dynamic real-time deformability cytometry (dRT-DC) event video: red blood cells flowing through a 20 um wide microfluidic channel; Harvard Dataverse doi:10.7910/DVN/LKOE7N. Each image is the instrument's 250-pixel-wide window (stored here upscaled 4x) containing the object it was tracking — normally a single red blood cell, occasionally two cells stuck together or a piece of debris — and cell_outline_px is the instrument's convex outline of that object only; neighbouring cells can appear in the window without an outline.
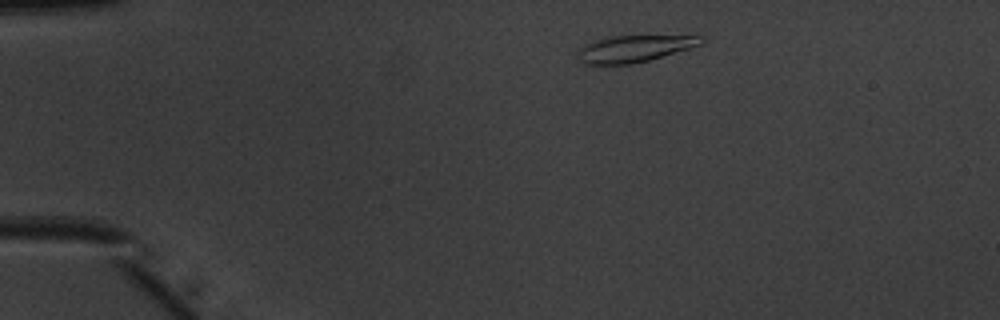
{"species": "common noctule bat (a hibernating species)", "species_latin": "Nyctalus noctula", "temperature_condition": "warm", "stored_images_in_passage": 42, "camera_frame_rate_fps": 3000, "um_per_image_px": 0.085, "animal": {"sex": "male", "body_mass_g": 20.1, "forearm_length_mm": 53.5}, "frame": {"image": 1, "passage_image": 1, "time_ms": 0.0, "image_size_px": [1000, 320], "cell_outline_px": [[704, 40], [700, 44], [688, 48], [648, 60], [632, 64], [584, 64], [580, 60], [576, 52], [588, 40], [612, 36], [704, 36]], "centroid_in_image_um": [53.81, 4.12], "position_along_channel_um": 31.2, "area_um2": 19.07}}
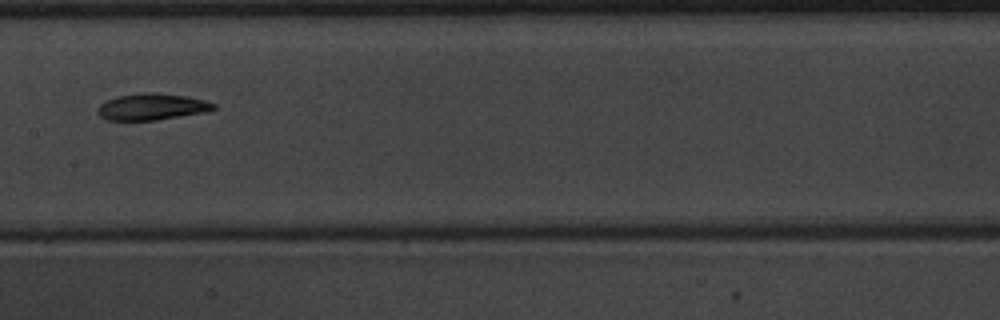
{"frame": {"image": 2, "passage_image": 18, "time_ms": 5.667, "image_size_px": [1000, 320], "cell_outline_px": [[216, 108], [204, 112], [156, 120], [108, 120], [100, 116], [96, 112], [100, 104], [116, 96], [144, 92], [160, 92], [188, 96], [208, 100], [216, 104]], "centroid_in_image_um": [12.93, 9.06], "position_along_channel_um": 194.5, "area_um2": 18.09}}
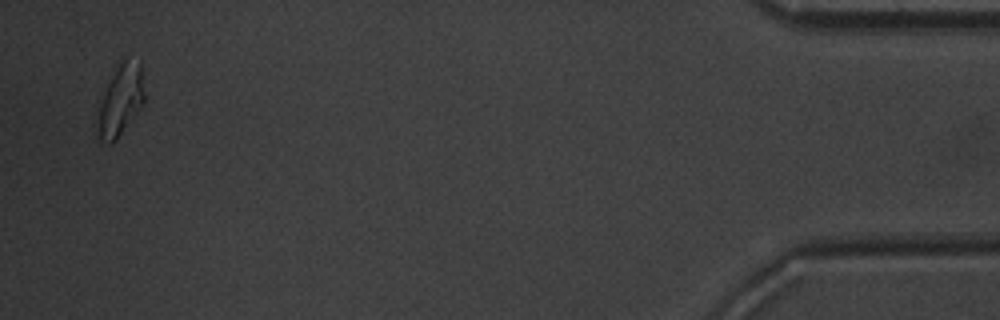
{"frame": {"image": 3, "passage_image": 41, "time_ms": 13.333, "image_size_px": [1000, 320], "cell_outline_px": [[144, 104], [116, 140], [112, 144], [108, 144], [100, 140], [96, 136], [92, 124], [112, 68], [124, 60], [140, 60], [144, 92]], "centroid_in_image_um": [10.16, 8.58], "position_along_channel_um": 425.0, "area_um2": 20.35}, "authors_computed_cell_mechanics": {"area_um2": 18.0336, "velocity_mm_per_s": 4.0092, "shape_relaxation_time_tau1_ms": 4.6418, "shape_relaxation_time_tau2_ms": 4.0616, "deformation_change_tau1": 0.1584, "deformation_change_tau2": 0.096}}